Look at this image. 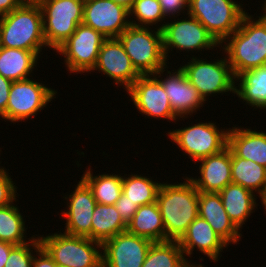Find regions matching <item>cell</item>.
<instances>
[{"instance_id": "cell-1", "label": "cell", "mask_w": 266, "mask_h": 267, "mask_svg": "<svg viewBox=\"0 0 266 267\" xmlns=\"http://www.w3.org/2000/svg\"><path fill=\"white\" fill-rule=\"evenodd\" d=\"M255 15L247 11L238 29L220 44L235 77L266 64V19Z\"/></svg>"}, {"instance_id": "cell-2", "label": "cell", "mask_w": 266, "mask_h": 267, "mask_svg": "<svg viewBox=\"0 0 266 267\" xmlns=\"http://www.w3.org/2000/svg\"><path fill=\"white\" fill-rule=\"evenodd\" d=\"M185 177V178H184ZM183 182H162L157 193V205L165 228V241L179 240L198 217L199 191L183 175Z\"/></svg>"}, {"instance_id": "cell-3", "label": "cell", "mask_w": 266, "mask_h": 267, "mask_svg": "<svg viewBox=\"0 0 266 267\" xmlns=\"http://www.w3.org/2000/svg\"><path fill=\"white\" fill-rule=\"evenodd\" d=\"M0 47L36 52L47 50L42 23V10L37 1L23 2L0 17ZM44 48V49H43Z\"/></svg>"}, {"instance_id": "cell-4", "label": "cell", "mask_w": 266, "mask_h": 267, "mask_svg": "<svg viewBox=\"0 0 266 267\" xmlns=\"http://www.w3.org/2000/svg\"><path fill=\"white\" fill-rule=\"evenodd\" d=\"M38 234L41 246L58 267H103L102 244L83 236L55 232Z\"/></svg>"}, {"instance_id": "cell-5", "label": "cell", "mask_w": 266, "mask_h": 267, "mask_svg": "<svg viewBox=\"0 0 266 267\" xmlns=\"http://www.w3.org/2000/svg\"><path fill=\"white\" fill-rule=\"evenodd\" d=\"M221 54L223 57L213 60L212 58L207 60V56L200 58L201 55L199 57L191 55L192 58L190 56L189 62L179 64L188 81L206 102L210 98L209 96L212 98V96L218 97L219 94L221 96L235 94V76L224 52L222 51Z\"/></svg>"}, {"instance_id": "cell-6", "label": "cell", "mask_w": 266, "mask_h": 267, "mask_svg": "<svg viewBox=\"0 0 266 267\" xmlns=\"http://www.w3.org/2000/svg\"><path fill=\"white\" fill-rule=\"evenodd\" d=\"M117 38L141 75L155 74L169 64L164 55L160 29L130 25Z\"/></svg>"}, {"instance_id": "cell-7", "label": "cell", "mask_w": 266, "mask_h": 267, "mask_svg": "<svg viewBox=\"0 0 266 267\" xmlns=\"http://www.w3.org/2000/svg\"><path fill=\"white\" fill-rule=\"evenodd\" d=\"M228 130L225 127L219 128L216 122L199 121L196 124L191 122V125H185L184 128L172 129L166 136L196 165L198 160L217 154L228 146Z\"/></svg>"}, {"instance_id": "cell-8", "label": "cell", "mask_w": 266, "mask_h": 267, "mask_svg": "<svg viewBox=\"0 0 266 267\" xmlns=\"http://www.w3.org/2000/svg\"><path fill=\"white\" fill-rule=\"evenodd\" d=\"M183 16V19L182 17L168 19L161 29L163 51L168 63H170L168 60L171 59V53L174 52L173 49L178 51L177 53L190 51V54L191 51L192 53L196 51L203 55L202 51L220 48V44L196 18L189 14L187 17Z\"/></svg>"}, {"instance_id": "cell-9", "label": "cell", "mask_w": 266, "mask_h": 267, "mask_svg": "<svg viewBox=\"0 0 266 267\" xmlns=\"http://www.w3.org/2000/svg\"><path fill=\"white\" fill-rule=\"evenodd\" d=\"M42 10L43 33L47 47L55 51L83 22L82 0H36Z\"/></svg>"}, {"instance_id": "cell-10", "label": "cell", "mask_w": 266, "mask_h": 267, "mask_svg": "<svg viewBox=\"0 0 266 267\" xmlns=\"http://www.w3.org/2000/svg\"><path fill=\"white\" fill-rule=\"evenodd\" d=\"M246 11L238 0H189L188 14L221 44L238 29Z\"/></svg>"}, {"instance_id": "cell-11", "label": "cell", "mask_w": 266, "mask_h": 267, "mask_svg": "<svg viewBox=\"0 0 266 267\" xmlns=\"http://www.w3.org/2000/svg\"><path fill=\"white\" fill-rule=\"evenodd\" d=\"M57 90L49 88L41 81H36L32 77L21 81H13L6 112L1 116L4 121L16 124L34 118L44 107L56 98Z\"/></svg>"}, {"instance_id": "cell-12", "label": "cell", "mask_w": 266, "mask_h": 267, "mask_svg": "<svg viewBox=\"0 0 266 267\" xmlns=\"http://www.w3.org/2000/svg\"><path fill=\"white\" fill-rule=\"evenodd\" d=\"M105 39L100 32L81 23L55 53L64 58L63 64L70 75L89 74L97 62L99 49Z\"/></svg>"}, {"instance_id": "cell-13", "label": "cell", "mask_w": 266, "mask_h": 267, "mask_svg": "<svg viewBox=\"0 0 266 267\" xmlns=\"http://www.w3.org/2000/svg\"><path fill=\"white\" fill-rule=\"evenodd\" d=\"M134 107L148 118L176 122L178 117L171 109L169 98L159 79L154 74L140 75L126 90Z\"/></svg>"}, {"instance_id": "cell-14", "label": "cell", "mask_w": 266, "mask_h": 267, "mask_svg": "<svg viewBox=\"0 0 266 267\" xmlns=\"http://www.w3.org/2000/svg\"><path fill=\"white\" fill-rule=\"evenodd\" d=\"M170 68H172L170 69L171 71L167 65L165 68L157 71L154 75L163 85L169 98L171 109L179 118L178 121H184V119L191 118L193 113L196 114L197 111H200V107L203 108L206 101L199 94L197 89L188 81L180 67H178V69L176 67L175 69L170 66ZM164 71L167 73L165 74Z\"/></svg>"}, {"instance_id": "cell-15", "label": "cell", "mask_w": 266, "mask_h": 267, "mask_svg": "<svg viewBox=\"0 0 266 267\" xmlns=\"http://www.w3.org/2000/svg\"><path fill=\"white\" fill-rule=\"evenodd\" d=\"M98 71L110 79L117 87L125 91L140 77V73L134 68L130 57L118 38H106L101 48L97 62L89 72Z\"/></svg>"}, {"instance_id": "cell-16", "label": "cell", "mask_w": 266, "mask_h": 267, "mask_svg": "<svg viewBox=\"0 0 266 267\" xmlns=\"http://www.w3.org/2000/svg\"><path fill=\"white\" fill-rule=\"evenodd\" d=\"M79 179L74 191L63 196L67 208L60 214L66 220L62 231L69 235L91 239V219L97 202L88 185L81 178Z\"/></svg>"}, {"instance_id": "cell-17", "label": "cell", "mask_w": 266, "mask_h": 267, "mask_svg": "<svg viewBox=\"0 0 266 267\" xmlns=\"http://www.w3.org/2000/svg\"><path fill=\"white\" fill-rule=\"evenodd\" d=\"M152 241L127 231L102 244L103 267H142Z\"/></svg>"}, {"instance_id": "cell-18", "label": "cell", "mask_w": 266, "mask_h": 267, "mask_svg": "<svg viewBox=\"0 0 266 267\" xmlns=\"http://www.w3.org/2000/svg\"><path fill=\"white\" fill-rule=\"evenodd\" d=\"M82 23L106 38H117L131 25L129 10L112 0L85 2Z\"/></svg>"}, {"instance_id": "cell-19", "label": "cell", "mask_w": 266, "mask_h": 267, "mask_svg": "<svg viewBox=\"0 0 266 267\" xmlns=\"http://www.w3.org/2000/svg\"><path fill=\"white\" fill-rule=\"evenodd\" d=\"M184 256L191 258L196 250L207 256L211 262H218L222 257L223 249L229 245L213 230L209 223L198 216L187 231L178 240Z\"/></svg>"}, {"instance_id": "cell-20", "label": "cell", "mask_w": 266, "mask_h": 267, "mask_svg": "<svg viewBox=\"0 0 266 267\" xmlns=\"http://www.w3.org/2000/svg\"><path fill=\"white\" fill-rule=\"evenodd\" d=\"M197 162L200 175L195 177L188 175V178L199 192L219 193L226 185L232 183L231 149L228 146L221 152Z\"/></svg>"}, {"instance_id": "cell-21", "label": "cell", "mask_w": 266, "mask_h": 267, "mask_svg": "<svg viewBox=\"0 0 266 267\" xmlns=\"http://www.w3.org/2000/svg\"><path fill=\"white\" fill-rule=\"evenodd\" d=\"M198 216L205 219L228 245L241 240L242 231L230 220L219 193L199 192Z\"/></svg>"}, {"instance_id": "cell-22", "label": "cell", "mask_w": 266, "mask_h": 267, "mask_svg": "<svg viewBox=\"0 0 266 267\" xmlns=\"http://www.w3.org/2000/svg\"><path fill=\"white\" fill-rule=\"evenodd\" d=\"M233 125L228 130V147L238 156L266 168V132Z\"/></svg>"}, {"instance_id": "cell-23", "label": "cell", "mask_w": 266, "mask_h": 267, "mask_svg": "<svg viewBox=\"0 0 266 267\" xmlns=\"http://www.w3.org/2000/svg\"><path fill=\"white\" fill-rule=\"evenodd\" d=\"M224 209L230 220L240 230L247 219L255 212L259 200L257 195L241 185L230 183L220 192Z\"/></svg>"}, {"instance_id": "cell-24", "label": "cell", "mask_w": 266, "mask_h": 267, "mask_svg": "<svg viewBox=\"0 0 266 267\" xmlns=\"http://www.w3.org/2000/svg\"><path fill=\"white\" fill-rule=\"evenodd\" d=\"M235 83L234 95L244 105L266 110V64L243 71L235 77Z\"/></svg>"}, {"instance_id": "cell-25", "label": "cell", "mask_w": 266, "mask_h": 267, "mask_svg": "<svg viewBox=\"0 0 266 267\" xmlns=\"http://www.w3.org/2000/svg\"><path fill=\"white\" fill-rule=\"evenodd\" d=\"M40 57L34 51L0 47V75L11 81L34 77ZM36 67V68H35Z\"/></svg>"}, {"instance_id": "cell-26", "label": "cell", "mask_w": 266, "mask_h": 267, "mask_svg": "<svg viewBox=\"0 0 266 267\" xmlns=\"http://www.w3.org/2000/svg\"><path fill=\"white\" fill-rule=\"evenodd\" d=\"M126 231L152 242L165 241V228L157 202L139 206Z\"/></svg>"}, {"instance_id": "cell-27", "label": "cell", "mask_w": 266, "mask_h": 267, "mask_svg": "<svg viewBox=\"0 0 266 267\" xmlns=\"http://www.w3.org/2000/svg\"><path fill=\"white\" fill-rule=\"evenodd\" d=\"M99 173L94 175L91 165L87 166L81 179L88 185L99 204L114 205L122 194V173Z\"/></svg>"}, {"instance_id": "cell-28", "label": "cell", "mask_w": 266, "mask_h": 267, "mask_svg": "<svg viewBox=\"0 0 266 267\" xmlns=\"http://www.w3.org/2000/svg\"><path fill=\"white\" fill-rule=\"evenodd\" d=\"M91 220V240L101 244L127 229L114 205L97 203Z\"/></svg>"}, {"instance_id": "cell-29", "label": "cell", "mask_w": 266, "mask_h": 267, "mask_svg": "<svg viewBox=\"0 0 266 267\" xmlns=\"http://www.w3.org/2000/svg\"><path fill=\"white\" fill-rule=\"evenodd\" d=\"M231 177L232 183L241 185L259 196L266 184V168L252 160L238 157L231 150Z\"/></svg>"}, {"instance_id": "cell-30", "label": "cell", "mask_w": 266, "mask_h": 267, "mask_svg": "<svg viewBox=\"0 0 266 267\" xmlns=\"http://www.w3.org/2000/svg\"><path fill=\"white\" fill-rule=\"evenodd\" d=\"M11 203L0 207V240L13 245H22L33 239L35 235L27 238L26 219L19 207Z\"/></svg>"}, {"instance_id": "cell-31", "label": "cell", "mask_w": 266, "mask_h": 267, "mask_svg": "<svg viewBox=\"0 0 266 267\" xmlns=\"http://www.w3.org/2000/svg\"><path fill=\"white\" fill-rule=\"evenodd\" d=\"M192 263L185 258L178 240L153 242L142 267H186Z\"/></svg>"}, {"instance_id": "cell-32", "label": "cell", "mask_w": 266, "mask_h": 267, "mask_svg": "<svg viewBox=\"0 0 266 267\" xmlns=\"http://www.w3.org/2000/svg\"><path fill=\"white\" fill-rule=\"evenodd\" d=\"M153 179L151 176L147 177L143 174H136L135 172L128 176L124 174L122 193L138 207L156 202L161 182L154 181Z\"/></svg>"}, {"instance_id": "cell-33", "label": "cell", "mask_w": 266, "mask_h": 267, "mask_svg": "<svg viewBox=\"0 0 266 267\" xmlns=\"http://www.w3.org/2000/svg\"><path fill=\"white\" fill-rule=\"evenodd\" d=\"M129 19L132 26H154L160 30L167 21L158 0H135L129 10Z\"/></svg>"}, {"instance_id": "cell-34", "label": "cell", "mask_w": 266, "mask_h": 267, "mask_svg": "<svg viewBox=\"0 0 266 267\" xmlns=\"http://www.w3.org/2000/svg\"><path fill=\"white\" fill-rule=\"evenodd\" d=\"M41 247L37 234L25 244L16 245L9 253L4 267H32L36 251Z\"/></svg>"}, {"instance_id": "cell-35", "label": "cell", "mask_w": 266, "mask_h": 267, "mask_svg": "<svg viewBox=\"0 0 266 267\" xmlns=\"http://www.w3.org/2000/svg\"><path fill=\"white\" fill-rule=\"evenodd\" d=\"M12 176L9 175L7 169L0 167V207L16 202L18 198L16 183L13 182ZM15 184V185H14ZM17 197V198H16Z\"/></svg>"}, {"instance_id": "cell-36", "label": "cell", "mask_w": 266, "mask_h": 267, "mask_svg": "<svg viewBox=\"0 0 266 267\" xmlns=\"http://www.w3.org/2000/svg\"><path fill=\"white\" fill-rule=\"evenodd\" d=\"M162 12L165 18L171 19L175 17H179L181 14L186 16L189 13V0H158Z\"/></svg>"}, {"instance_id": "cell-37", "label": "cell", "mask_w": 266, "mask_h": 267, "mask_svg": "<svg viewBox=\"0 0 266 267\" xmlns=\"http://www.w3.org/2000/svg\"><path fill=\"white\" fill-rule=\"evenodd\" d=\"M116 210L119 212L122 220L124 223L127 225L133 216L135 215L138 206L128 200L127 196L124 195L123 193L121 194L120 198L116 201L114 204Z\"/></svg>"}, {"instance_id": "cell-38", "label": "cell", "mask_w": 266, "mask_h": 267, "mask_svg": "<svg viewBox=\"0 0 266 267\" xmlns=\"http://www.w3.org/2000/svg\"><path fill=\"white\" fill-rule=\"evenodd\" d=\"M32 267H58V265L41 246L34 255Z\"/></svg>"}, {"instance_id": "cell-39", "label": "cell", "mask_w": 266, "mask_h": 267, "mask_svg": "<svg viewBox=\"0 0 266 267\" xmlns=\"http://www.w3.org/2000/svg\"><path fill=\"white\" fill-rule=\"evenodd\" d=\"M12 82L0 75V117L6 112Z\"/></svg>"}, {"instance_id": "cell-40", "label": "cell", "mask_w": 266, "mask_h": 267, "mask_svg": "<svg viewBox=\"0 0 266 267\" xmlns=\"http://www.w3.org/2000/svg\"><path fill=\"white\" fill-rule=\"evenodd\" d=\"M23 0H0V17L18 8Z\"/></svg>"}, {"instance_id": "cell-41", "label": "cell", "mask_w": 266, "mask_h": 267, "mask_svg": "<svg viewBox=\"0 0 266 267\" xmlns=\"http://www.w3.org/2000/svg\"><path fill=\"white\" fill-rule=\"evenodd\" d=\"M16 245L3 242L0 240V267H4L5 263L7 262L8 256L10 251L15 247Z\"/></svg>"}, {"instance_id": "cell-42", "label": "cell", "mask_w": 266, "mask_h": 267, "mask_svg": "<svg viewBox=\"0 0 266 267\" xmlns=\"http://www.w3.org/2000/svg\"><path fill=\"white\" fill-rule=\"evenodd\" d=\"M112 1L130 10L135 0H112Z\"/></svg>"}, {"instance_id": "cell-43", "label": "cell", "mask_w": 266, "mask_h": 267, "mask_svg": "<svg viewBox=\"0 0 266 267\" xmlns=\"http://www.w3.org/2000/svg\"><path fill=\"white\" fill-rule=\"evenodd\" d=\"M259 197V199H260V201H261V204L262 205H260V206H263V208H264V214H266V184H265V186H264V189H263V191L261 192V194L258 196Z\"/></svg>"}, {"instance_id": "cell-44", "label": "cell", "mask_w": 266, "mask_h": 267, "mask_svg": "<svg viewBox=\"0 0 266 267\" xmlns=\"http://www.w3.org/2000/svg\"><path fill=\"white\" fill-rule=\"evenodd\" d=\"M264 4H260V5H262L261 6V8H262V12H261V16L264 18V19H266V0H264V1H262Z\"/></svg>"}, {"instance_id": "cell-45", "label": "cell", "mask_w": 266, "mask_h": 267, "mask_svg": "<svg viewBox=\"0 0 266 267\" xmlns=\"http://www.w3.org/2000/svg\"><path fill=\"white\" fill-rule=\"evenodd\" d=\"M186 267H205L204 264L202 265V263L200 264H197V262H192V263H189Z\"/></svg>"}, {"instance_id": "cell-46", "label": "cell", "mask_w": 266, "mask_h": 267, "mask_svg": "<svg viewBox=\"0 0 266 267\" xmlns=\"http://www.w3.org/2000/svg\"><path fill=\"white\" fill-rule=\"evenodd\" d=\"M24 2H30V1H35V0H23Z\"/></svg>"}, {"instance_id": "cell-47", "label": "cell", "mask_w": 266, "mask_h": 267, "mask_svg": "<svg viewBox=\"0 0 266 267\" xmlns=\"http://www.w3.org/2000/svg\"><path fill=\"white\" fill-rule=\"evenodd\" d=\"M82 1H83V2L85 3V2H89V1H92V0H82Z\"/></svg>"}]
</instances>
